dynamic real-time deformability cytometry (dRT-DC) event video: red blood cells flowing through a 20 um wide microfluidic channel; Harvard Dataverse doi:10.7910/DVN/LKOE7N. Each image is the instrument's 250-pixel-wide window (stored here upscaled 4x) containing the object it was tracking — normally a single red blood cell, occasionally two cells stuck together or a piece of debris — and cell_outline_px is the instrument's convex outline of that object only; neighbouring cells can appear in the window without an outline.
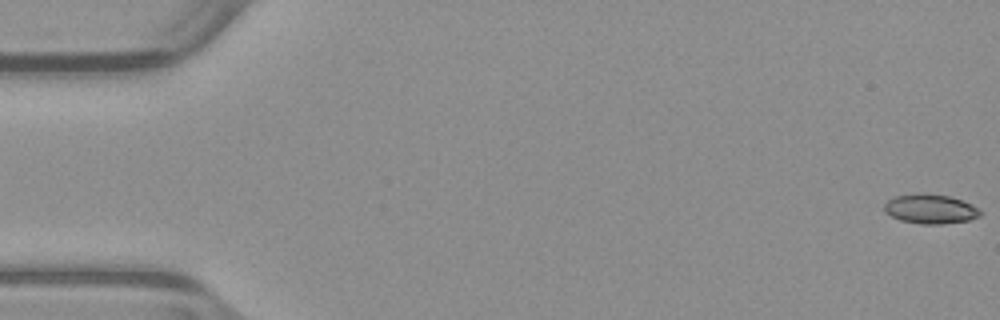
{"species": "common noctule bat (a hibernating species)", "species_latin": "Nyctalus noctula", "temperature_condition": "warm", "stored_images_in_passage": 16, "camera_frame_rate_fps": 3000, "um_per_image_px": 0.085, "animal": {"sex": "male", "body_mass_g": 23.1, "forearm_length_mm": 52.7}, "frame": {"image": 1, "passage_image": 1, "time_ms": 0.0, "image_size_px": [1000, 320], "cell_outline_px": [[984, 212], [980, 216], [968, 220], [944, 224], [920, 224], [900, 220], [884, 212], [884, 204], [888, 200], [896, 196], [920, 192], [924, 192], [948, 196], [972, 204]], "centroid_in_image_um": [79.09, 17.76], "position_along_channel_um": 5.9, "area_um2": 16.65}}
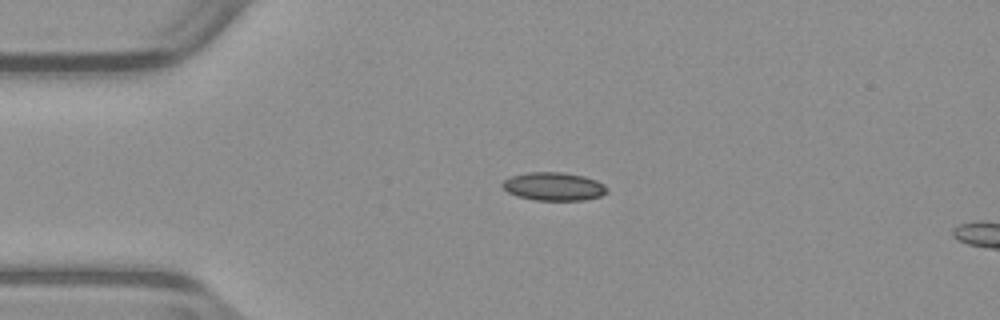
{"frame": {"image": 2, "passage_image": 13, "time_ms": 4.0, "image_size_px": [1000, 320], "cell_outline_px": [[608, 192], [600, 196], [584, 200], [536, 200], [516, 196], [508, 192], [500, 184], [504, 180], [512, 176], [528, 172], [564, 172], [584, 176], [596, 180], [604, 184], [608, 188]], "centroid_in_image_um": [47.08, 15.84], "position_along_channel_um": 37.9, "area_um2": 17.28}}